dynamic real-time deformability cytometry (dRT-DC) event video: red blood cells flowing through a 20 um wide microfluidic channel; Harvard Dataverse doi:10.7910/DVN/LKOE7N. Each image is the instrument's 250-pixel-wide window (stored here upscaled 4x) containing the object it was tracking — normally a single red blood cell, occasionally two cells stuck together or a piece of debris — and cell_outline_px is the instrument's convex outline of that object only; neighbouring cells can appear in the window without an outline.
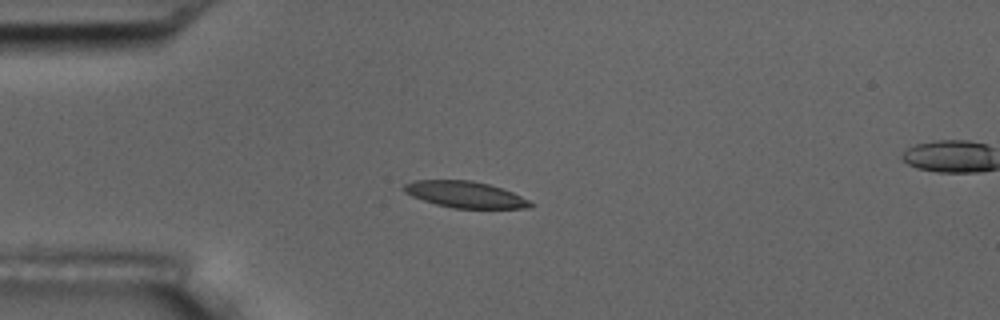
{"species": "common noctule bat (a hibernating species)", "species_latin": "Nyctalus noctula", "temperature_condition": "room temperature", "stored_images_in_passage": 15, "camera_frame_rate_fps": 3000, "um_per_image_px": 0.085, "animal": {"sex": "male", "body_mass_g": 17.5, "forearm_length_mm": 52.3}, "frame": {"image": 1, "passage_image": 3, "time_ms": 0.667, "image_size_px": [1000, 320], "cell_outline_px": [[536, 204], [532, 208], [452, 208], [436, 204], [412, 196], [404, 192], [400, 188], [404, 184], [412, 180], [472, 180], [488, 184], [512, 192]], "centroid_in_image_um": [39.51, 16.53], "position_along_channel_um": 45.5, "area_um2": 19.48}}
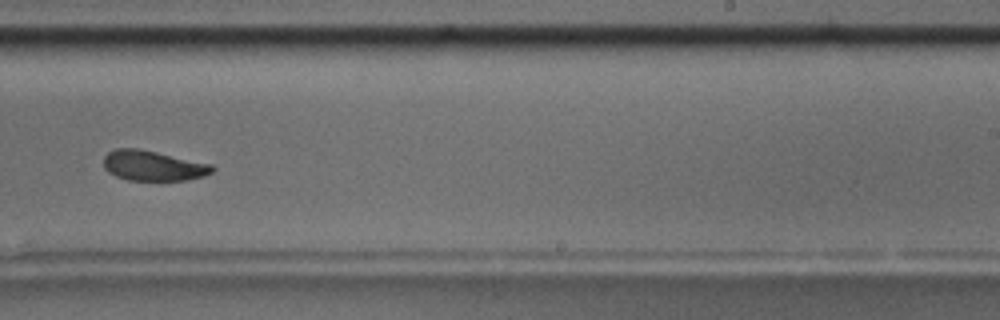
{"frame": {"image": 2, "passage_image": 9, "time_ms": 2.667, "image_size_px": [1000, 320], "cell_outline_px": [[216, 168], [212, 172], [204, 176], [184, 180], [128, 180], [116, 176], [108, 172], [104, 168], [104, 156], [108, 152], [116, 148], [140, 148], [212, 164]], "centroid_in_image_um": [13.01, 14.07], "position_along_channel_um": 276.0, "area_um2": 19.19}}
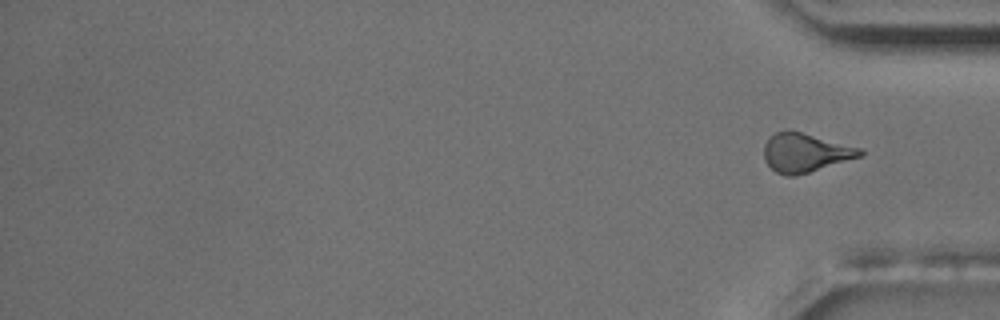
{"frame": {"image": 3, "passage_image": 15, "time_ms": 4.667, "image_size_px": [1000, 320], "cell_outline_px": [[864, 156], [796, 176], [784, 176], [776, 172], [764, 160], [764, 144], [768, 136], [784, 128], [788, 128], [860, 148], [864, 152]], "centroid_in_image_um": [68.42, 12.96], "position_along_channel_um": 366.8, "area_um2": 22.14}}